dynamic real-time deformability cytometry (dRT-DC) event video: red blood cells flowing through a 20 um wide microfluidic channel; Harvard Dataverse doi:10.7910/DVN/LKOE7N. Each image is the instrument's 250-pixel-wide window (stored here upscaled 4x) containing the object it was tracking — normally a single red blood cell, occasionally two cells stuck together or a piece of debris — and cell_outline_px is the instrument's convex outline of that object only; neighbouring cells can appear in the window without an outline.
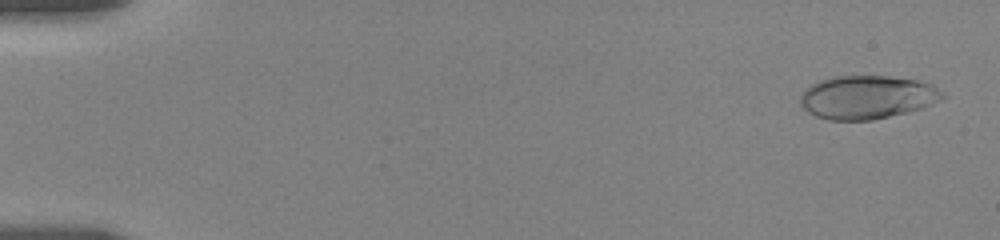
{"species": "human", "species_latin": "Homo sapiens", "temperature_condition": "room temperature", "stored_images_in_passage": 32, "camera_frame_rate_fps": 3000, "um_per_image_px": 0.085, "donor": {"sex": "female"}, "frame": {"image": 1, "passage_image": 2, "time_ms": 0.333, "image_size_px": [1000, 240], "cell_outline_px": [[948, 96], [932, 104], [908, 112], [872, 120], [828, 120], [816, 116], [808, 112], [800, 104], [800, 96], [812, 84], [820, 80], [832, 76], [888, 76], [916, 80], [932, 84], [944, 92]], "centroid_in_image_um": [73.73, 8.26], "position_along_channel_um": 11.3, "area_um2": 36.01}}
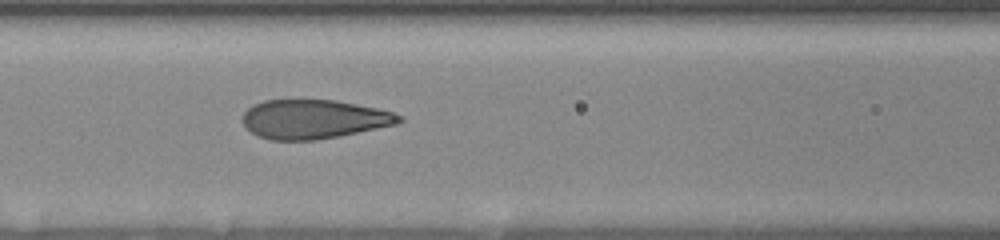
{"frame": {"image": 2, "passage_image": 22, "time_ms": 8.0, "image_size_px": [1000, 240], "cell_outline_px": [[404, 120], [396, 124], [340, 136], [316, 140], [272, 140], [256, 136], [244, 128], [244, 112], [252, 104], [264, 100], [336, 100], [376, 108], [392, 112], [404, 116]], "centroid_in_image_um": [26.65, 10.13], "position_along_channel_um": 139.9, "area_um2": 35.72}}
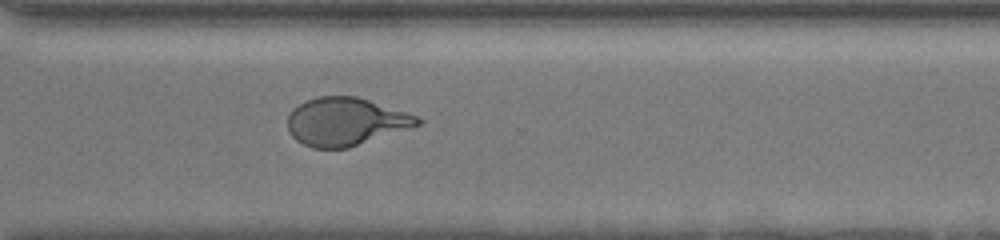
{"frame": {"image": 3, "passage_image": 32, "time_ms": 13.667, "image_size_px": [1000, 240], "cell_outline_px": [[424, 124], [348, 148], [312, 148], [296, 140], [292, 136], [288, 128], [288, 116], [292, 108], [304, 100], [320, 96], [356, 96], [416, 116], [424, 120]], "centroid_in_image_um": [29.37, 10.34], "position_along_channel_um": 341.2, "area_um2": 36.3}}